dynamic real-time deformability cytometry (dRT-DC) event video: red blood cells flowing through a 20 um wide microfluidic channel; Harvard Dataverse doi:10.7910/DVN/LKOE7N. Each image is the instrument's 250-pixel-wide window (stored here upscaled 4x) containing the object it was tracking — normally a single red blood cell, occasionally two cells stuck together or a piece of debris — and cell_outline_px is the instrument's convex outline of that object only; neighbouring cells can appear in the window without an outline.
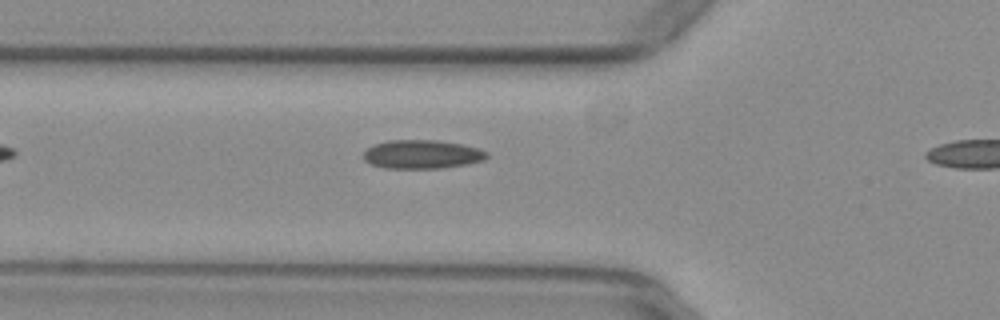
{"species": "common noctule bat (a hibernating species)", "species_latin": "Nyctalus noctula", "temperature_condition": "warm", "stored_images_in_passage": 36, "camera_frame_rate_fps": 3000, "um_per_image_px": 0.085, "animal": {"sex": "female", "body_mass_g": 29.2, "forearm_length_mm": 56.3}, "frame": {"image": 1, "passage_image": 10, "time_ms": 3.0, "image_size_px": [1000, 320], "cell_outline_px": [[488, 156], [484, 160], [464, 164], [440, 168], [384, 168], [372, 164], [364, 160], [364, 152], [372, 144], [388, 140], [436, 140], [464, 144], [488, 152]], "centroid_in_image_um": [35.85, 13.1], "position_along_channel_um": 89.9, "area_um2": 20.58}}
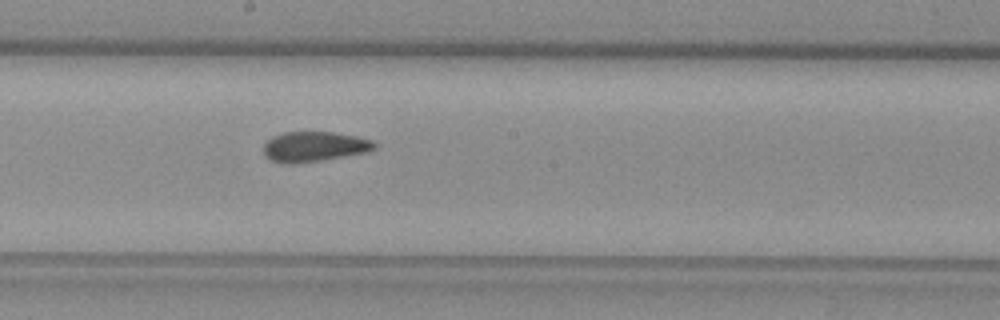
{"frame": {"image": 2, "passage_image": 20, "time_ms": 6.333, "image_size_px": [1000, 320], "cell_outline_px": [[376, 148], [364, 152], [320, 160], [288, 164], [284, 164], [272, 160], [264, 156], [264, 144], [272, 136], [284, 132], [332, 132], [356, 136], [372, 140], [376, 144]], "centroid_in_image_um": [26.67, 12.45], "position_along_channel_um": 221.5, "area_um2": 19.19}}
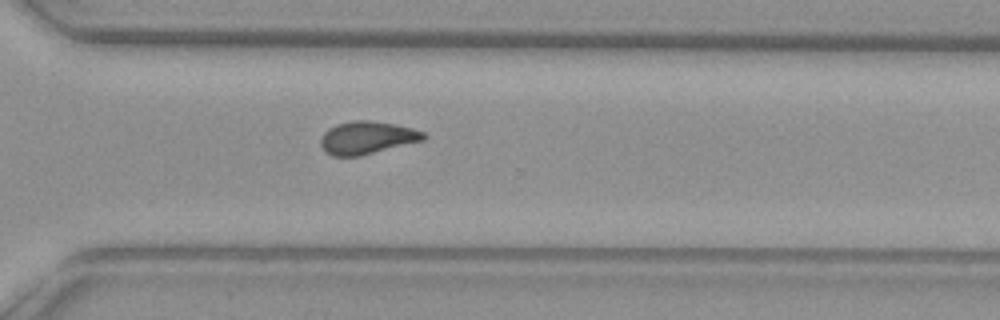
{"frame": {"image": 3, "passage_image": 29, "time_ms": 9.333, "image_size_px": [1000, 320], "cell_outline_px": [[428, 136], [424, 140], [360, 156], [332, 156], [324, 152], [320, 144], [320, 140], [324, 132], [328, 128], [336, 124], [352, 120], [368, 120], [396, 124], [412, 128], [424, 132]], "centroid_in_image_um": [31.18, 11.7], "position_along_channel_um": 339.4, "area_um2": 19.83}}